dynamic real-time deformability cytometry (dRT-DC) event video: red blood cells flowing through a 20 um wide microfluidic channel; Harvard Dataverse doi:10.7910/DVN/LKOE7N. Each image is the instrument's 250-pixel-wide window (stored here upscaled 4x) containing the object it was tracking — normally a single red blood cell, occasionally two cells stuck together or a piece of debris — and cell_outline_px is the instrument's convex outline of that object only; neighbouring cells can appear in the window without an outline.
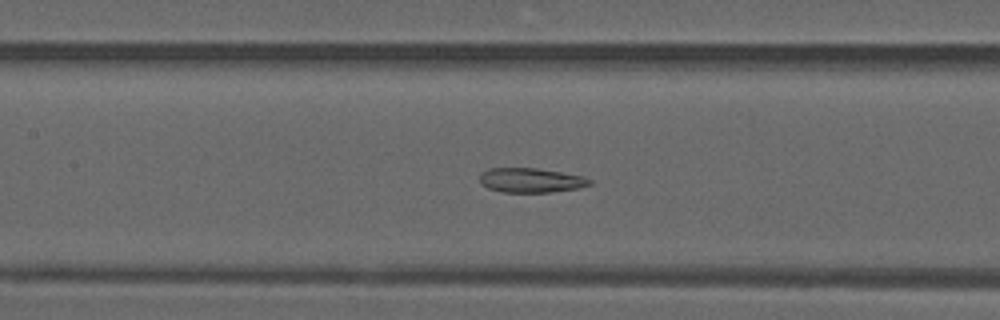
{"species": "common noctule bat (a hibernating species)", "species_latin": "Nyctalus noctula", "temperature_condition": "warm", "stored_images_in_passage": 41, "camera_frame_rate_fps": 3000, "um_per_image_px": 0.085, "animal": {"sex": "male", "forearm_length_mm": 52.5}, "frame": {"image": 1, "passage_image": 14, "time_ms": 4.333, "image_size_px": [1000, 320], "cell_outline_px": [[592, 184], [580, 188], [548, 192], [504, 192], [488, 188], [480, 184], [480, 172], [488, 168], [536, 168], [584, 176], [592, 180]], "centroid_in_image_um": [45.12, 15.32], "position_along_channel_um": 162.3, "area_um2": 15.78}}
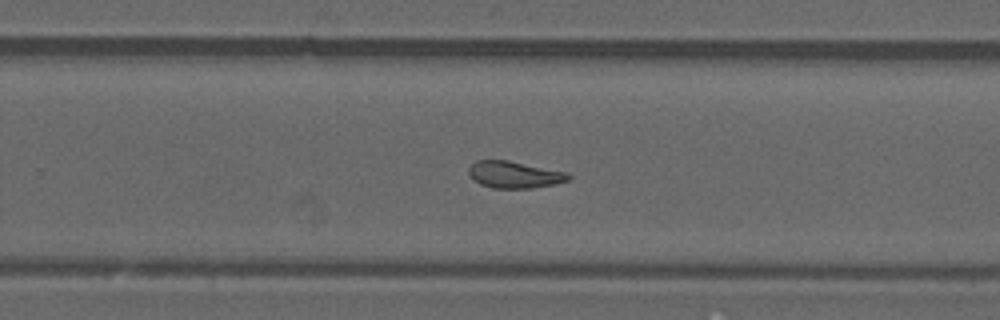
{"frame": {"image": 2, "passage_image": 23, "time_ms": 7.333, "image_size_px": [1000, 320], "cell_outline_px": [[572, 176], [568, 180], [556, 184], [532, 188], [492, 188], [480, 184], [468, 172], [468, 168], [476, 160], [508, 160], [568, 172]], "centroid_in_image_um": [43.76, 14.84], "position_along_channel_um": 286.0, "area_um2": 15.61}}
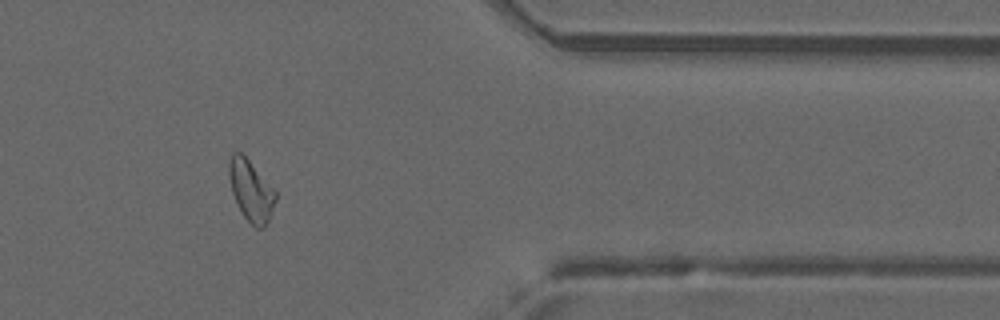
{"frame": {"image": 3, "passage_image": 32, "time_ms": 10.333, "image_size_px": [1000, 320], "cell_outline_px": [[276, 200], [268, 220], [264, 228], [256, 228], [244, 216], [232, 192], [228, 176], [228, 164], [232, 152], [240, 152], [248, 160], [276, 192]], "centroid_in_image_um": [21.31, 16.2], "position_along_channel_um": 390.1, "area_um2": 16.07}, "authors_computed_cell_mechanics": {"area_um2": 16.3574, "velocity_mm_per_s": 4.1552, "shape_relaxation_time_tau1_ms": null, "shape_relaxation_time_tau2_ms": 2.522, "deformation_change_tau1": null, "deformation_change_tau2": 0.1}}